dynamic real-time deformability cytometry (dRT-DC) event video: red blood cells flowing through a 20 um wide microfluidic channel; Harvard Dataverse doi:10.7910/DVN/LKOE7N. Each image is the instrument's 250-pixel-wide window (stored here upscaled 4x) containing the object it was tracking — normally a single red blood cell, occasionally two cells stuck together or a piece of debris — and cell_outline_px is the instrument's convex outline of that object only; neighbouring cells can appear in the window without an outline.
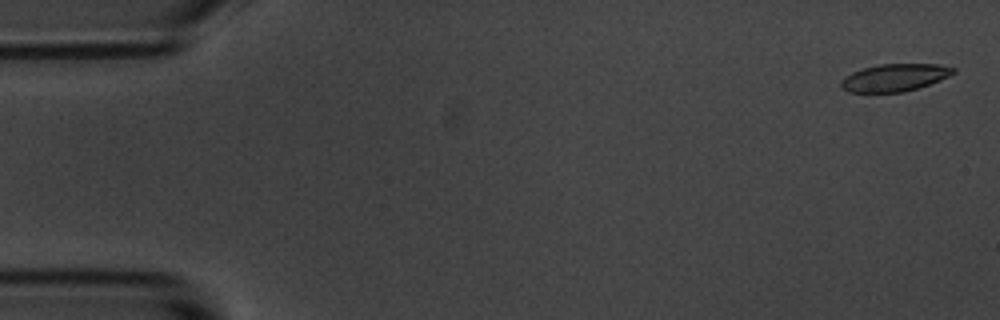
{"species": "common noctule bat (a hibernating species)", "species_latin": "Nyctalus noctula", "temperature_condition": "room temperature", "stored_images_in_passage": 3, "camera_frame_rate_fps": 3000, "um_per_image_px": 0.085, "animal": {"sex": "male", "body_mass_g": 20.1, "forearm_length_mm": 53.5}, "frame": {"image": 1, "passage_image": 1, "time_ms": 0.0, "image_size_px": [1000, 320], "cell_outline_px": [[956, 72], [940, 80], [904, 92], [848, 92], [840, 88], [840, 80], [852, 72], [864, 68], [880, 64], [936, 64], [956, 68]], "centroid_in_image_um": [76.01, 6.59], "position_along_channel_um": 9.0, "area_um2": 17.86}}